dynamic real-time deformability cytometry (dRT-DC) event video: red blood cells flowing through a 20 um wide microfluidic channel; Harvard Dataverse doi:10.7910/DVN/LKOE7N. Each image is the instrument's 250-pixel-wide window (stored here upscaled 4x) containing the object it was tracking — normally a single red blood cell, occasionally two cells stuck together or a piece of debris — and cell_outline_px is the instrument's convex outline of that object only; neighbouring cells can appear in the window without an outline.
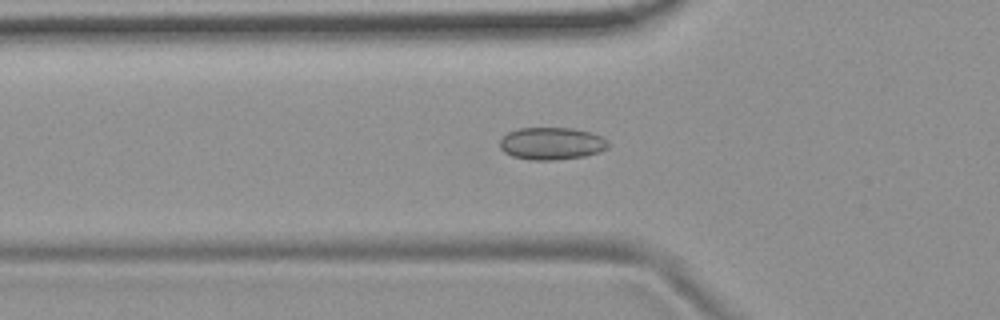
{"species": "common noctule bat (a hibernating species)", "species_latin": "Nyctalus noctula", "temperature_condition": "room temperature", "stored_images_in_passage": 52, "camera_frame_rate_fps": 3000, "um_per_image_px": 0.085, "animal": {"sex": "female", "body_mass_g": 19.9}, "frame": {"image": 1, "passage_image": 17, "time_ms": 5.333, "image_size_px": [1000, 320], "cell_outline_px": [[608, 148], [600, 152], [584, 156], [556, 160], [532, 160], [512, 156], [504, 152], [500, 148], [500, 140], [508, 132], [520, 128], [572, 128], [592, 132], [608, 140]], "centroid_in_image_um": [46.9, 12.2], "position_along_channel_um": 78.9, "area_um2": 20.52}}
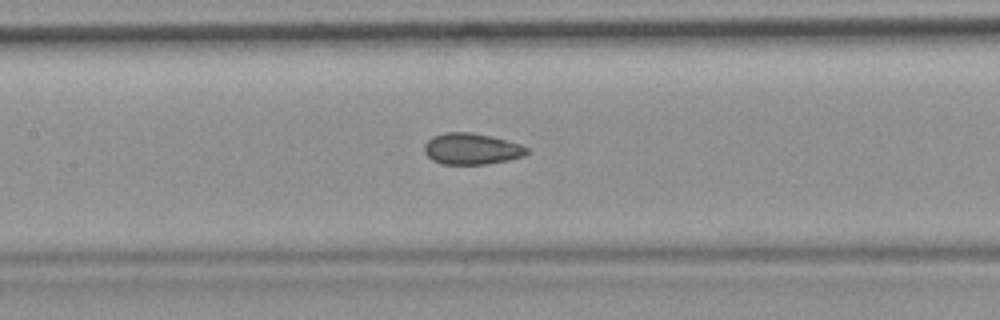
{"frame": {"image": 2, "passage_image": 24, "time_ms": 7.667, "image_size_px": [1000, 320], "cell_outline_px": [[528, 152], [524, 156], [508, 160], [488, 164], [440, 164], [432, 160], [424, 152], [424, 144], [432, 136], [444, 132], [472, 132], [492, 136], [520, 144], [528, 148]], "centroid_in_image_um": [40.07, 12.65], "position_along_channel_um": 167.3, "area_um2": 18.84}}
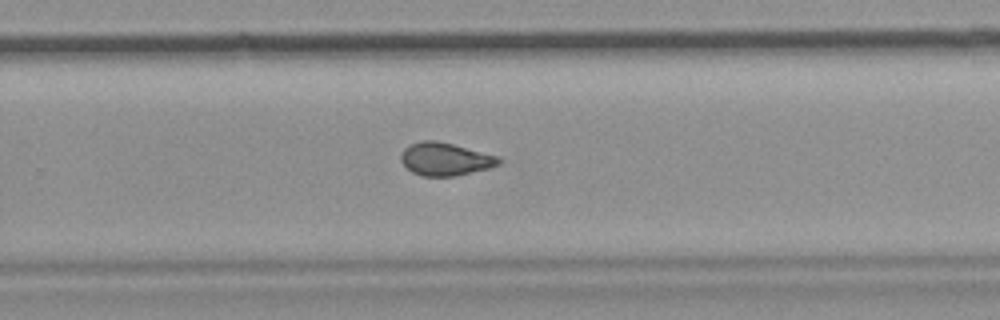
{"frame": {"image": 3, "passage_image": 34, "time_ms": 11.0, "image_size_px": [1000, 320], "cell_outline_px": [[500, 164], [488, 168], [456, 176], [424, 176], [412, 172], [400, 160], [400, 156], [404, 148], [420, 140], [436, 140], [452, 144], [496, 156], [500, 160]], "centroid_in_image_um": [37.8, 13.52], "position_along_channel_um": 292.0, "area_um2": 18.44}, "authors_computed_cell_mechanics": {"area_um2": 18.8428, "velocity_mm_per_s": 3.76, "shape_relaxation_time_tau1_ms": null, "shape_relaxation_time_tau2_ms": 1.4496, "deformation_change_tau1": null, "deformation_change_tau2": 0.0574}}